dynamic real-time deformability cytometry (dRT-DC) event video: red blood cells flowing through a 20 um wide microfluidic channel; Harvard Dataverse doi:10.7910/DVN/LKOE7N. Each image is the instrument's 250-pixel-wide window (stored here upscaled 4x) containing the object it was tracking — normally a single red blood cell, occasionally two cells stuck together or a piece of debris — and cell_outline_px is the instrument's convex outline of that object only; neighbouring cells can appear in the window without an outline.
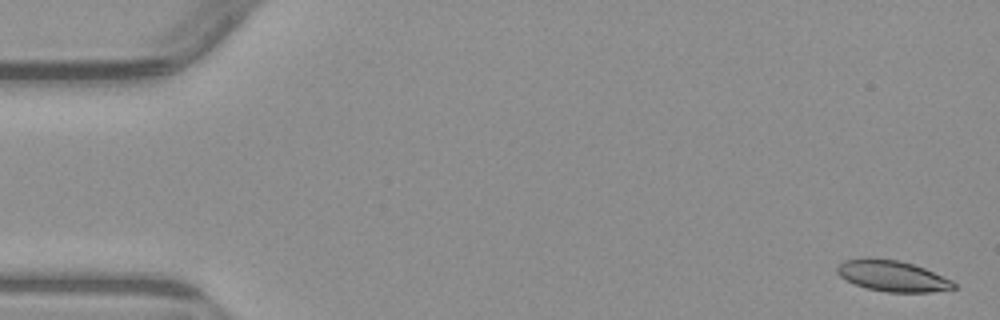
{"species": "common noctule bat (a hibernating species)", "species_latin": "Nyctalus noctula", "temperature_condition": "warm", "stored_images_in_passage": 7, "camera_frame_rate_fps": 3000, "um_per_image_px": 0.085, "animal": {"sex": "male", "body_mass_g": 23.1, "forearm_length_mm": 52.7}, "frame": {"image": 1, "passage_image": 1, "time_ms": 0.0, "image_size_px": [1000, 320], "cell_outline_px": [[960, 288], [932, 292], [888, 292], [868, 288], [856, 284], [840, 276], [836, 272], [836, 268], [844, 260], [864, 256], [872, 256], [900, 260], [924, 268], [952, 280]], "centroid_in_image_um": [75.86, 23.43], "position_along_channel_um": 9.1, "area_um2": 21.33}}
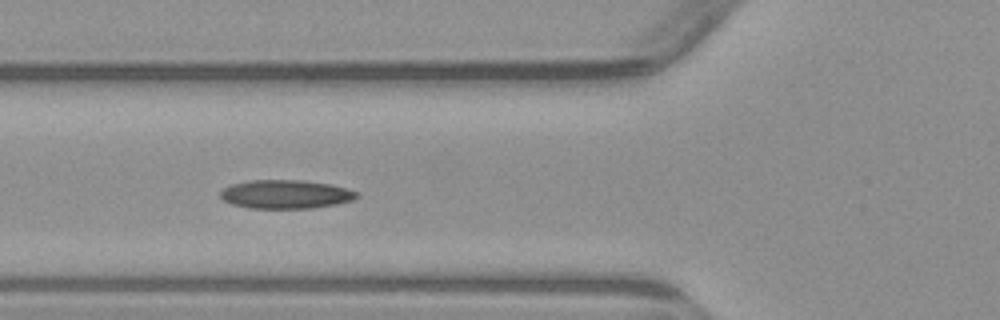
{"frame": {"image": 2, "passage_image": 6, "time_ms": 6.0, "image_size_px": [1000, 320], "cell_outline_px": [[360, 196], [352, 200], [336, 204], [312, 208], [248, 208], [232, 204], [224, 200], [220, 196], [220, 192], [224, 188], [232, 184], [248, 180], [304, 180], [332, 184], [348, 188], [356, 192]], "centroid_in_image_um": [24.3, 16.5], "position_along_channel_um": 101.5, "area_um2": 22.89}}
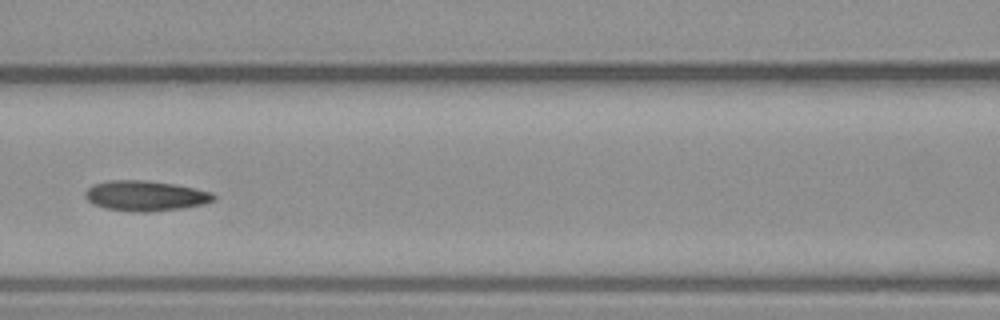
{"frame": {"image": 3, "passage_image": 7, "time_ms": 7.333, "image_size_px": [1000, 320], "cell_outline_px": [[216, 200], [204, 204], [180, 208], [148, 212], [136, 212], [104, 208], [92, 204], [84, 196], [84, 192], [92, 184], [108, 180], [144, 180], [172, 184], [196, 188], [212, 192], [216, 196]], "centroid_in_image_um": [12.34, 16.64], "position_along_channel_um": 154.3, "area_um2": 22.77}}